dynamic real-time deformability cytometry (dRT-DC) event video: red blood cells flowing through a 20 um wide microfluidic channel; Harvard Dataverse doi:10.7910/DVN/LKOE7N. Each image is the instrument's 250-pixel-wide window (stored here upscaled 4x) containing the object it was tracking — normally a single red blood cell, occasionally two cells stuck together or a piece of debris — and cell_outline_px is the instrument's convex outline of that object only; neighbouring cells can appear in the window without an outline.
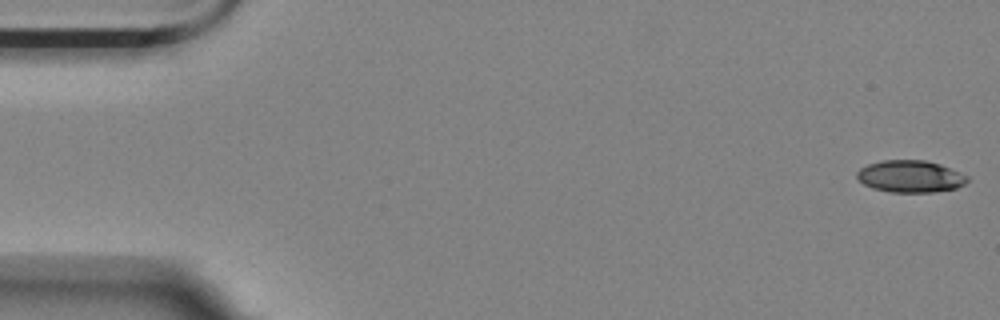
{"species": "Egyptian fruit bat (a non-hibernating species)", "species_latin": "Rousettus aegyptiacus", "temperature_condition": "room temperature", "stored_images_in_passage": 16, "camera_frame_rate_fps": 3000, "um_per_image_px": 0.085, "animal": {"sex": "female"}, "frame": {"image": 1, "passage_image": 1, "time_ms": 0.0, "image_size_px": [1000, 320], "cell_outline_px": [[968, 180], [964, 184], [956, 188], [932, 192], [888, 192], [872, 188], [864, 184], [856, 176], [856, 172], [860, 168], [868, 164], [884, 160], [924, 160], [940, 164], [968, 176]], "centroid_in_image_um": [77.36, 14.99], "position_along_channel_um": 7.6, "area_um2": 20.52}}
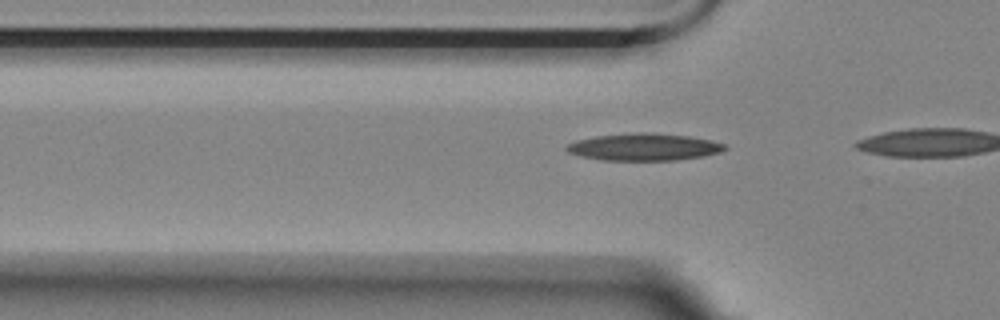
{"frame": {"image": 2, "passage_image": 15, "time_ms": 4.667, "image_size_px": [1000, 320], "cell_outline_px": [[728, 148], [720, 152], [700, 156], [676, 160], [604, 160], [580, 156], [568, 152], [564, 148], [568, 144], [576, 140], [596, 136], [632, 132], [652, 132], [688, 136], [712, 140], [724, 144]], "centroid_in_image_um": [54.72, 12.48], "position_along_channel_um": 71.1, "area_um2": 25.03}}